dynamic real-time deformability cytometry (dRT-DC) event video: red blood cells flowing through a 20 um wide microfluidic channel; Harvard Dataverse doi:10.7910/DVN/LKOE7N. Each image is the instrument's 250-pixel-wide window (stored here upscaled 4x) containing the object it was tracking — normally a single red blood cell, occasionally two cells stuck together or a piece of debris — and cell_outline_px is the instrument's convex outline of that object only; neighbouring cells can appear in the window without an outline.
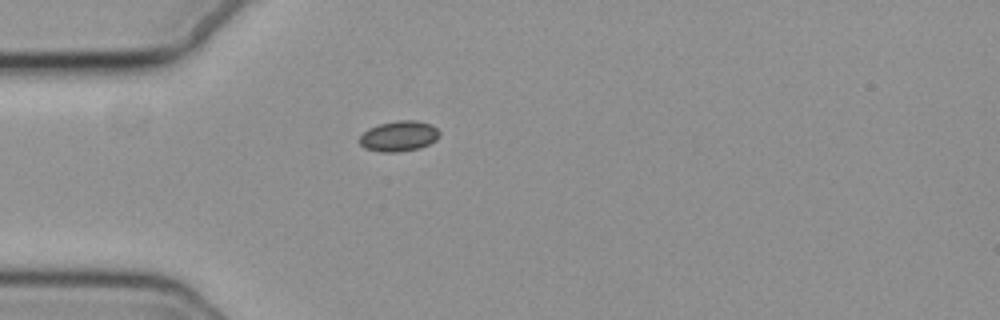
{"species": "common noctule bat (a hibernating species)", "species_latin": "Nyctalus noctula", "temperature_condition": "cold", "stored_images_in_passage": 16, "camera_frame_rate_fps": 3000, "um_per_image_px": 0.085, "animal": {"sex": "female", "body_mass_g": 19.3, "forearm_length_mm": 54.1}, "frame": {"image": 1, "passage_image": 2, "time_ms": 0.333, "image_size_px": [1000, 320], "cell_outline_px": [[440, 136], [436, 140], [420, 148], [396, 152], [380, 152], [364, 148], [356, 140], [368, 128], [380, 124], [396, 120], [416, 120], [432, 124], [440, 132]], "centroid_in_image_um": [33.89, 11.57], "position_along_channel_um": 51.1, "area_um2": 14.39}}
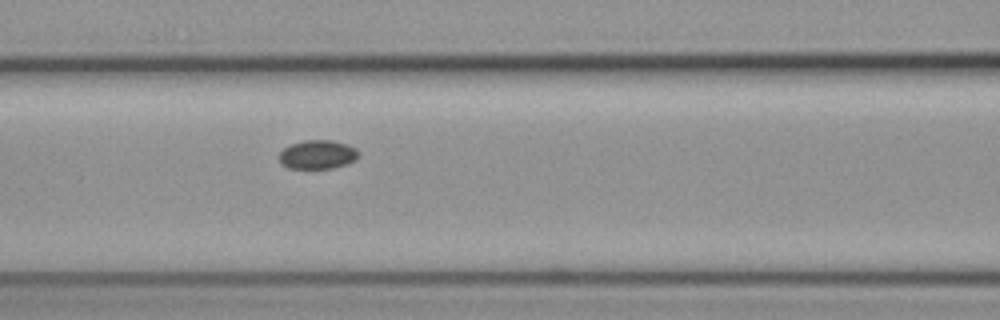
{"frame": {"image": 2, "passage_image": 10, "time_ms": 3.0, "image_size_px": [1000, 320], "cell_outline_px": [[360, 152], [356, 160], [348, 164], [332, 168], [288, 168], [280, 164], [280, 152], [288, 144], [304, 140], [332, 140], [348, 144], [356, 148]], "centroid_in_image_um": [27.01, 13.13], "position_along_channel_um": 139.6, "area_um2": 13.58}}
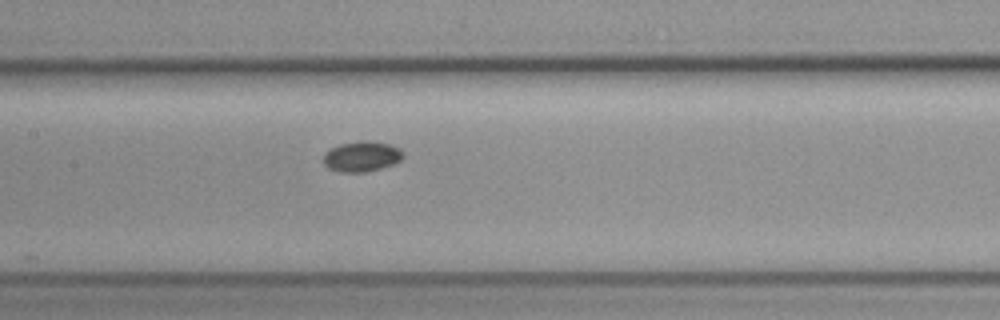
{"frame": {"image": 3, "passage_image": 13, "time_ms": 4.0, "image_size_px": [1000, 320], "cell_outline_px": [[404, 156], [400, 160], [392, 164], [380, 168], [364, 172], [340, 172], [328, 168], [324, 164], [324, 152], [340, 144], [360, 140], [368, 140], [392, 144], [400, 148], [404, 152]], "centroid_in_image_um": [30.76, 13.28], "position_along_channel_um": 176.6, "area_um2": 14.22}}